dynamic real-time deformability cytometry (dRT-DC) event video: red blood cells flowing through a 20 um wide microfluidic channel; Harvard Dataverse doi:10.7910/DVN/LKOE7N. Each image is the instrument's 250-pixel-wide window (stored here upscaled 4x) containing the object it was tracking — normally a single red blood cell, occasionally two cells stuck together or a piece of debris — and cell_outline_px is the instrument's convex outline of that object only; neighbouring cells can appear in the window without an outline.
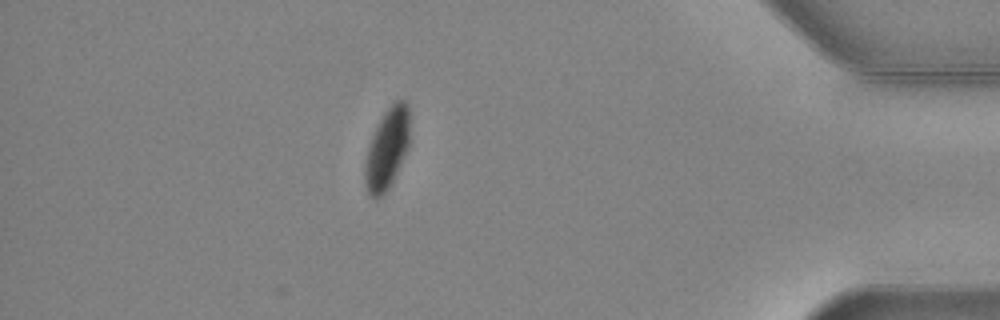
{"species": "common noctule bat (a hibernating species)", "species_latin": "Nyctalus noctula", "temperature_condition": "warm", "stored_images_in_passage": 56, "camera_frame_rate_fps": 3000, "um_per_image_px": 0.085, "animal": {"sex": "female", "body_mass_g": 24.6, "forearm_length_mm": 56.2}, "frame": {"image": 1, "passage_image": 49, "time_ms": 16.0, "image_size_px": [1000, 320], "cell_outline_px": [[408, 148], [388, 188], [376, 200], [368, 196], [364, 184], [364, 164], [368, 144], [384, 112], [396, 100], [404, 100], [408, 104]], "centroid_in_image_um": [32.85, 12.68], "position_along_channel_um": 402.3, "area_um2": 20.87}}